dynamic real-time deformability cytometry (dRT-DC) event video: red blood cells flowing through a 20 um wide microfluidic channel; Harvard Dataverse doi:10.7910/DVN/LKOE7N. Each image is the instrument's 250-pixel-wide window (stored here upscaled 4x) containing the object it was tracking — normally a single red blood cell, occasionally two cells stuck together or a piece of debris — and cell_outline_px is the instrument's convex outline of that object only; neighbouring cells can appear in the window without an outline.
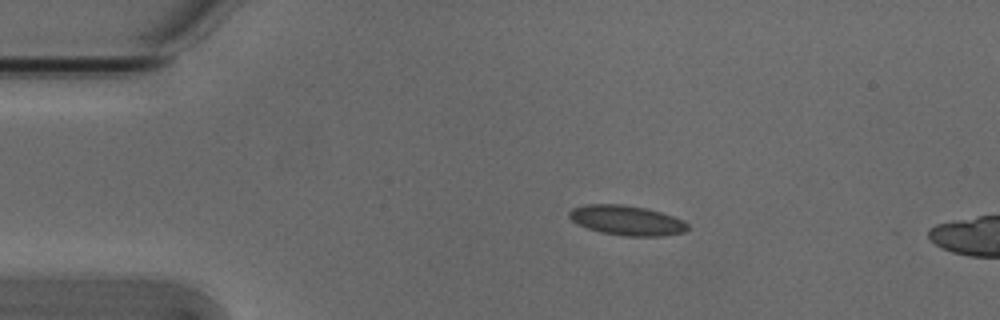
{"species": "Egyptian fruit bat (a non-hibernating species)", "species_latin": "Rousettus aegyptiacus", "temperature_condition": "cold", "stored_images_in_passage": 3, "camera_frame_rate_fps": 3000, "um_per_image_px": 0.085, "animal": {"sex": "male"}, "frame": {"image": 1, "passage_image": 1, "time_ms": 0.0, "image_size_px": [1000, 320], "cell_outline_px": [[688, 228], [684, 232], [664, 236], [624, 236], [600, 232], [576, 224], [568, 216], [568, 212], [572, 208], [584, 204], [620, 204], [644, 208], [660, 212], [684, 220], [688, 224]], "centroid_in_image_um": [53.25, 18.73], "position_along_channel_um": 31.8, "area_um2": 20.63}}